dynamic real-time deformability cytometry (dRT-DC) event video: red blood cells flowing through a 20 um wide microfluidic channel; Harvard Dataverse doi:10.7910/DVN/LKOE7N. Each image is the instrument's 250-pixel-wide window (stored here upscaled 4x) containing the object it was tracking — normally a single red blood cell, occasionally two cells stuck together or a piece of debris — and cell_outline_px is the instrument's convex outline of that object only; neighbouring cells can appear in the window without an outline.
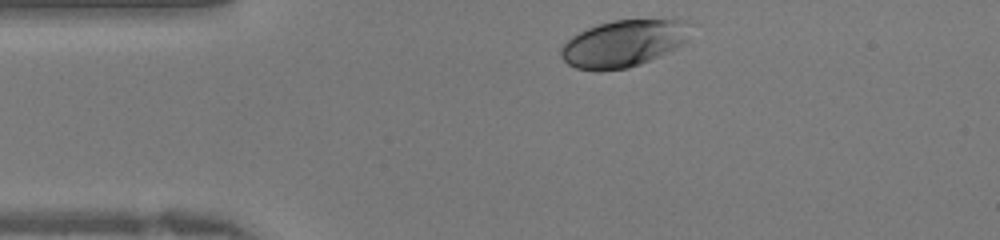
{"species": "human", "species_latin": "Homo sapiens", "temperature_condition": "warm", "stored_images_in_passage": 27, "camera_frame_rate_fps": 3000, "um_per_image_px": 0.085, "donor": {"sex": "female"}, "frame": {"image": 1, "passage_image": 1, "time_ms": 0.0, "image_size_px": [1000, 240], "cell_outline_px": [[688, 20], [684, 40], [676, 48], [660, 56], [640, 64], [628, 68], [600, 72], [596, 72], [576, 68], [568, 64], [560, 56], [560, 48], [572, 36], [588, 28], [612, 20]], "centroid_in_image_um": [52.91, 3.73], "position_along_channel_um": 32.1, "area_um2": 34.97}}
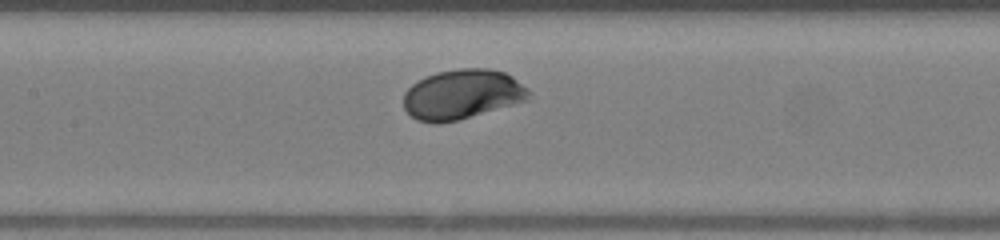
{"frame": {"image": 2, "passage_image": 12, "time_ms": 3.667, "image_size_px": [1000, 240], "cell_outline_px": [[532, 100], [460, 120], [436, 124], [416, 120], [404, 108], [404, 92], [412, 84], [424, 76], [436, 72], [460, 68], [488, 68], [504, 72], [512, 76], [528, 88], [532, 92]], "centroid_in_image_um": [39.34, 8.03], "position_along_channel_um": 168.1, "area_um2": 37.11}}
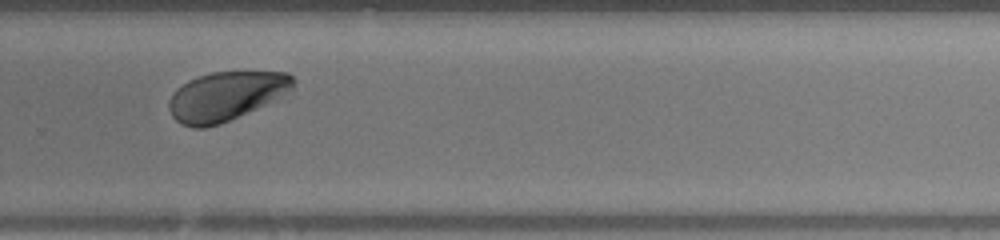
{"frame": {"image": 3, "passage_image": 21, "time_ms": 6.667, "image_size_px": [1000, 240], "cell_outline_px": [[296, 80], [292, 88], [264, 104], [220, 124], [204, 128], [192, 128], [180, 124], [172, 116], [168, 108], [168, 100], [176, 88], [188, 80], [212, 72], [288, 72]], "centroid_in_image_um": [19.13, 8.17], "position_along_channel_um": 310.7, "area_um2": 35.03}}